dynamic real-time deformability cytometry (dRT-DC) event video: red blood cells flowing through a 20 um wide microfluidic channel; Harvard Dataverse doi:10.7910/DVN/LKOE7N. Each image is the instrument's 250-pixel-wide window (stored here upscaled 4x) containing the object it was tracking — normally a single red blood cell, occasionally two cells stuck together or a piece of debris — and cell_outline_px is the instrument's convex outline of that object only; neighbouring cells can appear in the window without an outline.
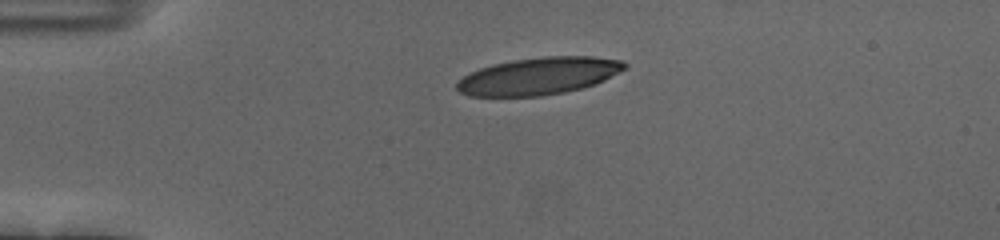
{"species": "human", "species_latin": "Homo sapiens", "temperature_condition": "cold", "stored_images_in_passage": 43, "camera_frame_rate_fps": 3000, "um_per_image_px": 0.085, "donor": {"sex": "female"}, "frame": {"image": 1, "passage_image": 1, "time_ms": 0.0, "image_size_px": [1000, 240], "cell_outline_px": [[628, 68], [596, 84], [564, 92], [540, 96], [468, 96], [460, 92], [456, 88], [456, 84], [464, 76], [480, 68], [492, 64], [512, 60], [544, 56], [592, 56], [624, 60], [628, 64]], "centroid_in_image_um": [45.84, 6.45], "position_along_channel_um": 39.2, "area_um2": 36.53}}
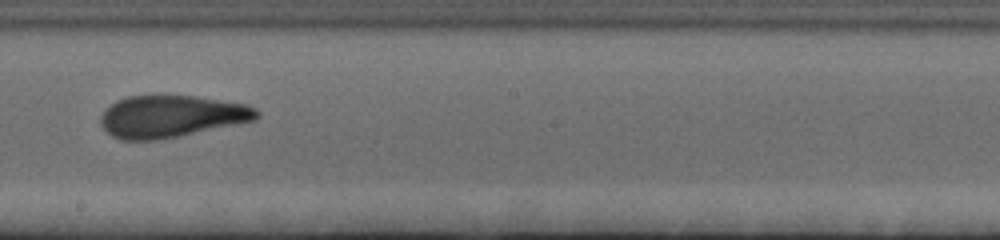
{"frame": {"image": 2, "passage_image": 20, "time_ms": 6.333, "image_size_px": [1000, 240], "cell_outline_px": [[260, 116], [256, 120], [180, 136], [156, 140], [120, 140], [112, 136], [100, 124], [100, 116], [116, 100], [128, 96], [156, 92], [196, 96], [248, 104], [256, 108], [260, 112]], "centroid_in_image_um": [14.57, 9.85], "position_along_channel_um": 233.6, "area_um2": 39.25}}
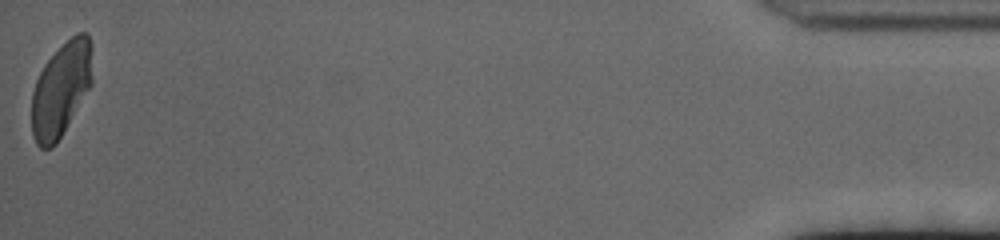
{"frame": {"image": 3, "passage_image": 43, "time_ms": 14.0, "image_size_px": [1000, 240], "cell_outline_px": [[92, 84], [56, 144], [52, 148], [40, 148], [36, 144], [32, 136], [32, 92], [36, 80], [44, 64], [76, 32], [88, 32], [92, 44]], "centroid_in_image_um": [5.2, 7.59], "position_along_channel_um": 430.0, "area_um2": 33.35}, "authors_computed_cell_mechanics": {"area_um2": 37.9746, "velocity_mm_per_s": 3.6857, "shape_relaxation_time_tau1_ms": 4.0063, "shape_relaxation_time_tau2_ms": 1.2634, "deformation_change_tau1": 0.185, "deformation_change_tau2": 0.0969}}